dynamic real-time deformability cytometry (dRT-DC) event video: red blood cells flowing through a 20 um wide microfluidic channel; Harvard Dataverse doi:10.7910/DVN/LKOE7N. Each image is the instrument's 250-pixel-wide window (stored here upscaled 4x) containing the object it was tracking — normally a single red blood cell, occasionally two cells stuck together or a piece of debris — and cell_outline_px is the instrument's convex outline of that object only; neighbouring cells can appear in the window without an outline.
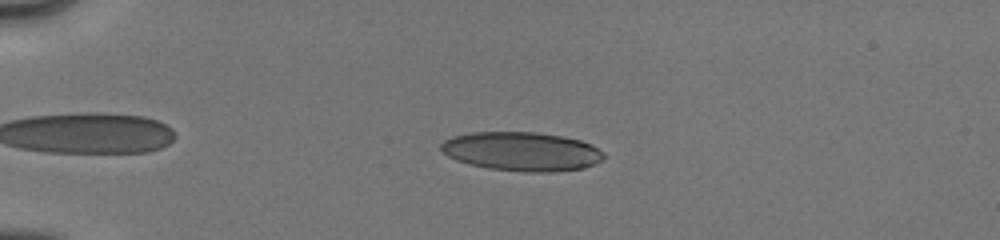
{"species": "human", "species_latin": "Homo sapiens", "temperature_condition": "cold", "stored_images_in_passage": 39, "camera_frame_rate_fps": 3000, "um_per_image_px": 0.085, "donor": {"sex": "male"}, "frame": {"image": 1, "passage_image": 21, "time_ms": 3.0, "image_size_px": [1000, 240], "cell_outline_px": [[604, 160], [584, 168], [552, 172], [524, 172], [488, 168], [468, 164], [456, 160], [448, 156], [440, 148], [440, 144], [444, 140], [452, 136], [472, 132], [536, 132], [560, 136], [580, 140], [592, 144], [604, 152]], "centroid_in_image_um": [44.36, 12.87], "position_along_channel_um": 40.6, "area_um2": 37.17}}
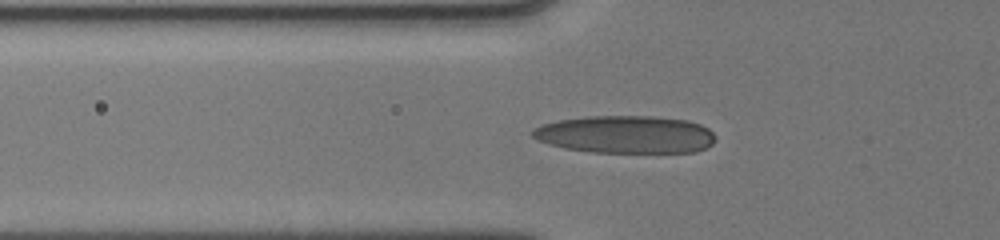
{"frame": {"image": 2, "passage_image": 31, "time_ms": 5.0, "image_size_px": [1000, 240], "cell_outline_px": [[716, 140], [712, 144], [696, 152], [588, 152], [564, 148], [548, 144], [536, 140], [532, 136], [532, 128], [544, 124], [560, 120], [588, 116], [648, 116], [688, 120], [700, 124], [708, 128], [716, 136]], "centroid_in_image_um": [53.17, 11.43], "position_along_channel_um": 72.6, "area_um2": 40.23}}
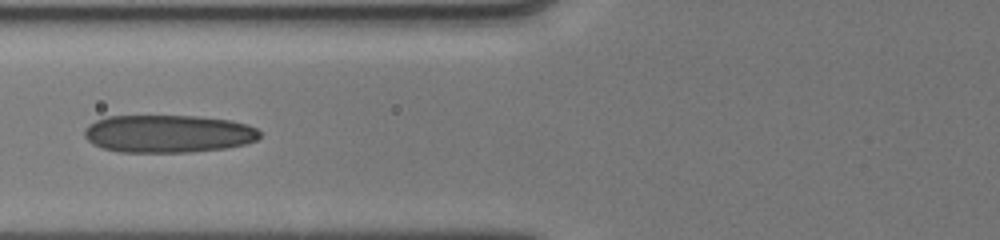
{"frame": {"image": 3, "passage_image": 38, "time_ms": 6.0, "image_size_px": [1000, 240], "cell_outline_px": [[260, 136], [256, 140], [244, 144], [224, 148], [188, 152], [120, 152], [104, 148], [92, 144], [84, 136], [84, 128], [88, 124], [96, 120], [108, 116], [200, 116], [232, 120], [248, 124], [256, 128], [260, 132]], "centroid_in_image_um": [14.28, 11.36], "position_along_channel_um": 111.5, "area_um2": 38.73}}